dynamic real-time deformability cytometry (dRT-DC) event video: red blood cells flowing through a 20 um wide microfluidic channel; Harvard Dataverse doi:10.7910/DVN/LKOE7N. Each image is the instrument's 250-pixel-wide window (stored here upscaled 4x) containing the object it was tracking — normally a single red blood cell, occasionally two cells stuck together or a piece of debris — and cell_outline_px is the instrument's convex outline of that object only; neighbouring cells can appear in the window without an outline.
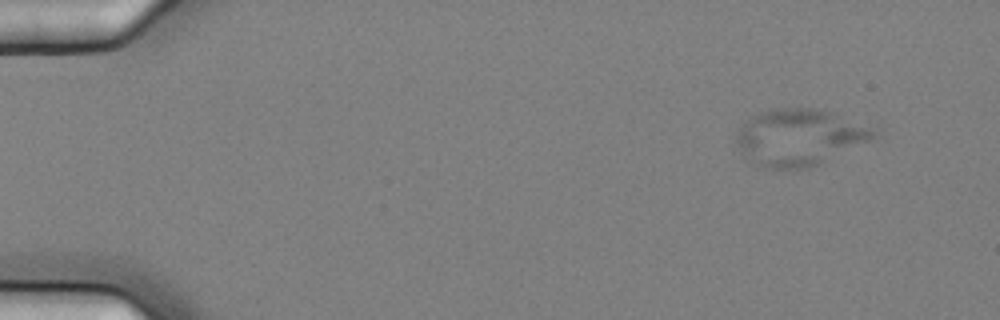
{"species": "common noctule bat (a hibernating species)", "species_latin": "Nyctalus noctula", "temperature_condition": "cold", "stored_images_in_passage": 10, "camera_frame_rate_fps": 3000, "um_per_image_px": 0.085, "animal": {"sex": "female", "body_mass_g": 25.1}, "frame": {"image": 1, "passage_image": 1, "time_ms": 0.0, "image_size_px": [1000, 320], "cell_outline_px": [[876, 136], [872, 140], [808, 168], [764, 168], [752, 164], [736, 140], [736, 132], [752, 116], [776, 108], [812, 108], [832, 112], [872, 128], [876, 132]], "centroid_in_image_um": [67.94, 11.67], "position_along_channel_um": 17.1, "area_um2": 44.39}}
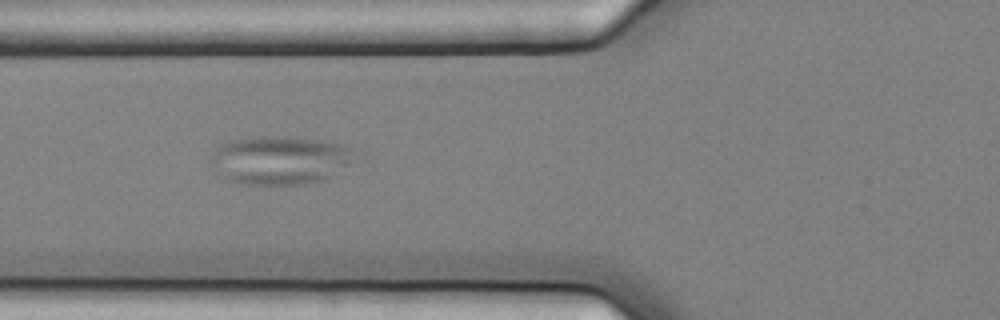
{"frame": {"image": 2, "passage_image": 6, "time_ms": 1.667, "image_size_px": [1000, 320], "cell_outline_px": [[368, 160], [328, 180], [308, 184], [240, 184], [224, 180], [208, 160], [208, 156], [220, 144], [228, 140], [252, 136], [288, 136], [324, 140], [340, 144], [352, 148], [364, 156]], "centroid_in_image_um": [23.99, 13.61], "position_along_channel_um": 101.8, "area_um2": 43.29}}
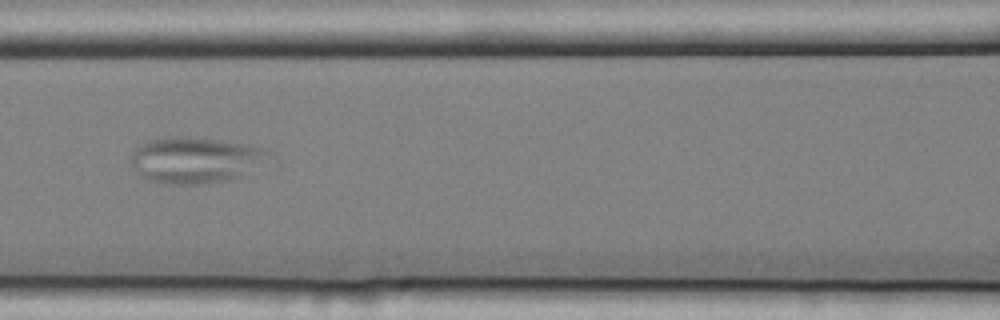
{"frame": {"image": 3, "passage_image": 7, "time_ms": 2.0, "image_size_px": [1000, 320], "cell_outline_px": [[264, 152], [240, 176], [224, 180], [200, 184], [160, 184], [148, 180], [140, 176], [132, 164], [128, 156], [140, 144], [148, 140], [168, 136], [180, 136], [224, 140], [260, 148]], "centroid_in_image_um": [16.31, 13.59], "position_along_channel_um": 150.3, "area_um2": 35.66}}